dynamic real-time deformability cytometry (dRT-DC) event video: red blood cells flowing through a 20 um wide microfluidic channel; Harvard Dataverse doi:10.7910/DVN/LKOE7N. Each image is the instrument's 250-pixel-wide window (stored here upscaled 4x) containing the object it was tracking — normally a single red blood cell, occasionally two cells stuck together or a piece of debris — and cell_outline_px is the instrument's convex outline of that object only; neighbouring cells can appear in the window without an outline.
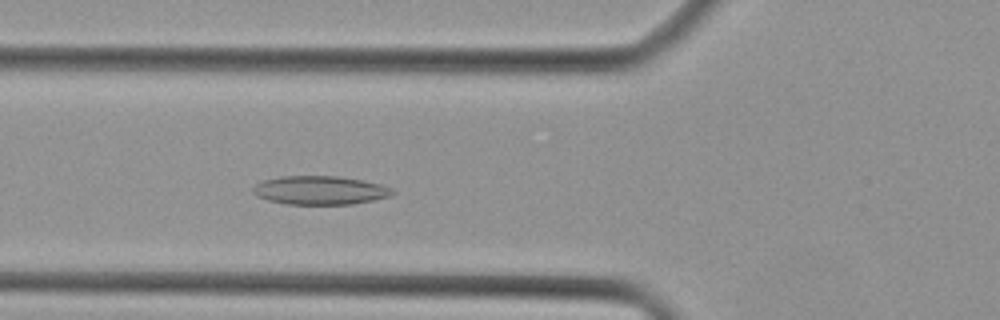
{"species": "Egyptian fruit bat (a non-hibernating species)", "species_latin": "Rousettus aegyptiacus", "temperature_condition": "cold", "stored_images_in_passage": 41, "camera_frame_rate_fps": 3000, "um_per_image_px": 0.085, "animal": {"sex": "female"}, "frame": {"image": 1, "passage_image": 14, "time_ms": 4.333, "image_size_px": [1000, 320], "cell_outline_px": [[396, 192], [392, 196], [352, 204], [288, 204], [268, 200], [256, 196], [252, 192], [252, 188], [256, 184], [264, 180], [280, 176], [336, 176], [364, 180], [380, 184], [392, 188]], "centroid_in_image_um": [27.21, 16.17], "position_along_channel_um": 98.6, "area_um2": 23.35}}
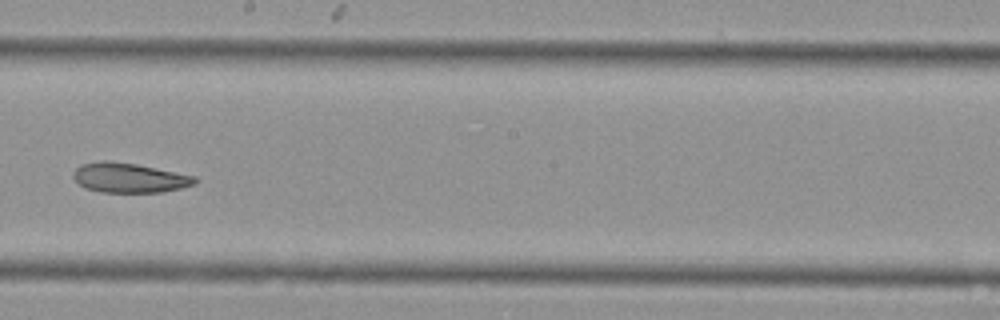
{"frame": {"image": 2, "passage_image": 23, "time_ms": 7.333, "image_size_px": [1000, 320], "cell_outline_px": [[196, 184], [164, 192], [100, 192], [84, 188], [72, 176], [72, 172], [80, 164], [100, 160], [108, 160], [136, 164], [196, 176]], "centroid_in_image_um": [10.95, 15.1], "position_along_channel_um": 237.2, "area_um2": 21.15}}
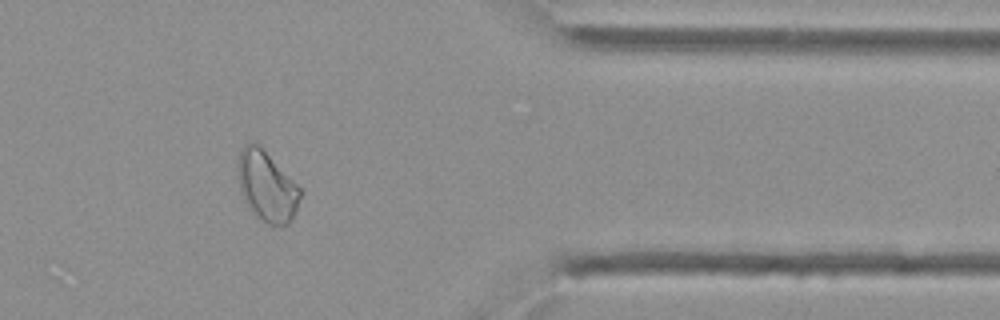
{"frame": {"image": 3, "passage_image": 34, "time_ms": 11.0, "image_size_px": [1000, 320], "cell_outline_px": [[300, 196], [296, 208], [288, 224], [268, 224], [248, 208], [240, 192], [236, 176], [236, 160], [240, 148], [244, 144], [252, 140], [256, 140], [260, 144], [300, 188]], "centroid_in_image_um": [22.58, 15.73], "position_along_channel_um": 388.8, "area_um2": 25.78}}